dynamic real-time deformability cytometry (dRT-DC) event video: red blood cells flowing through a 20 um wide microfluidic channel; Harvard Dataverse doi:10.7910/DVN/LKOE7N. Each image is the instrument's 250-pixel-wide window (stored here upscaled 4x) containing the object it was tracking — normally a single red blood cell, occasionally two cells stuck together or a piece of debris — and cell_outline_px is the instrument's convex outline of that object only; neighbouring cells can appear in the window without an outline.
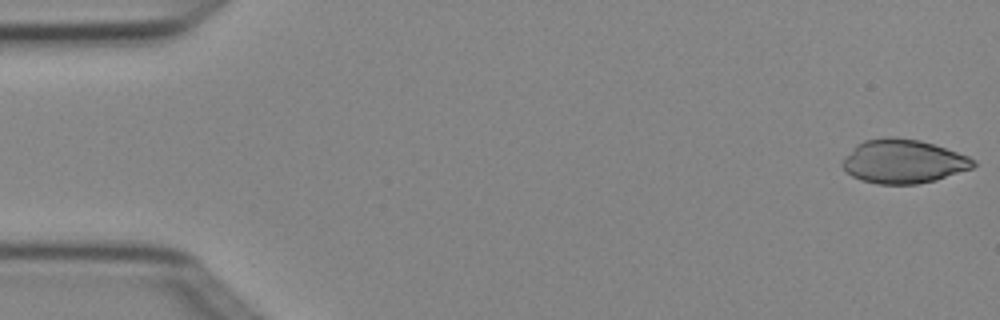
{"species": "Egyptian fruit bat (a non-hibernating species)", "species_latin": "Rousettus aegyptiacus", "temperature_condition": "cold", "stored_images_in_passage": 6, "camera_frame_rate_fps": 3000, "um_per_image_px": 0.085, "animal": {"sex": "female"}, "frame": {"image": 1, "passage_image": 1, "time_ms": 0.0, "image_size_px": [1000, 320], "cell_outline_px": [[976, 164], [972, 168], [936, 180], [916, 184], [876, 184], [860, 180], [852, 176], [840, 164], [852, 148], [856, 144], [864, 140], [884, 136], [892, 136], [920, 140], [968, 156], [976, 160]], "centroid_in_image_um": [76.75, 13.71], "position_along_channel_um": 8.2, "area_um2": 33.47}}
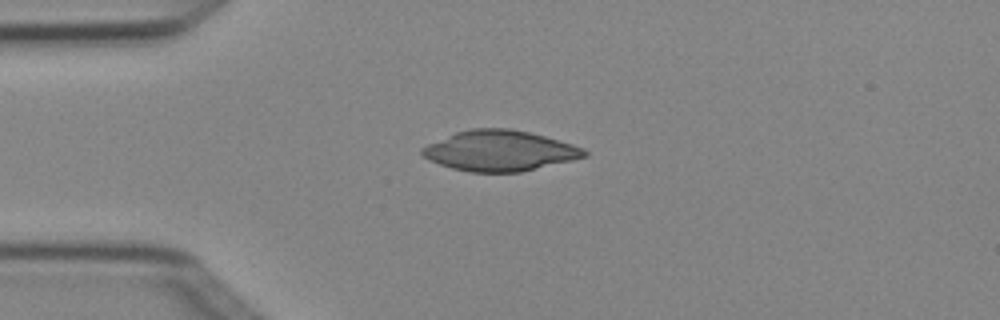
{"frame": {"image": 2, "passage_image": 4, "time_ms": 1.0, "image_size_px": [1000, 320], "cell_outline_px": [[588, 156], [572, 160], [520, 172], [468, 172], [452, 168], [428, 160], [420, 152], [420, 148], [428, 144], [456, 132], [472, 128], [508, 128], [528, 132], [544, 136], [572, 144], [584, 148], [588, 152]], "centroid_in_image_um": [42.47, 12.82], "position_along_channel_um": 42.5, "area_um2": 38.09}}